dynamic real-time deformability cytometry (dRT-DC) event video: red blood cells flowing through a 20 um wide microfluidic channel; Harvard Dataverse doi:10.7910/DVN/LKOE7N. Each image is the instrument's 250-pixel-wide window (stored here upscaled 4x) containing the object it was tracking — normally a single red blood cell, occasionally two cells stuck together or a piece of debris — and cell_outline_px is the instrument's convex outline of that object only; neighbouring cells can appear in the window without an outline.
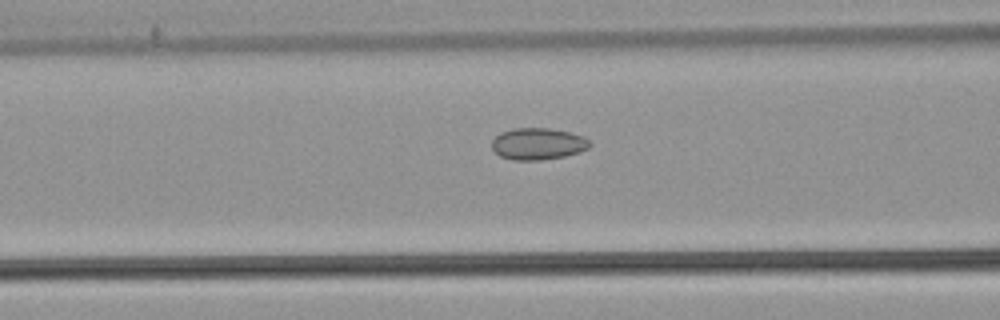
{"species": "common noctule bat (a hibernating species)", "species_latin": "Nyctalus noctula", "temperature_condition": "warm", "stored_images_in_passage": 39, "camera_frame_rate_fps": 3000, "um_per_image_px": 0.085, "animal": {"sex": "male", "body_mass_g": 21.5, "forearm_length_mm": 52.0}, "frame": {"image": 1, "passage_image": 17, "time_ms": 5.333, "image_size_px": [1000, 320], "cell_outline_px": [[592, 144], [588, 148], [580, 152], [564, 156], [540, 160], [512, 160], [500, 156], [492, 148], [492, 140], [500, 132], [512, 128], [548, 128], [568, 132], [584, 136]], "centroid_in_image_um": [45.71, 12.22], "position_along_channel_um": 120.9, "area_um2": 18.15}}
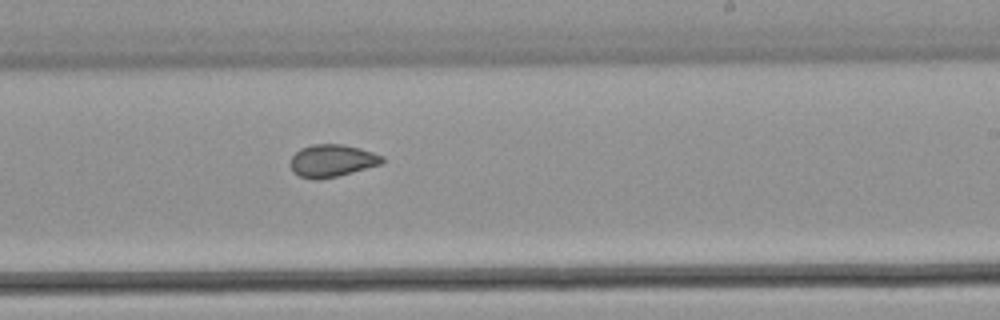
{"frame": {"image": 2, "passage_image": 28, "time_ms": 9.0, "image_size_px": [1000, 320], "cell_outline_px": [[384, 164], [320, 180], [312, 180], [300, 176], [292, 172], [288, 164], [292, 156], [300, 148], [312, 144], [340, 144], [360, 148], [384, 156]], "centroid_in_image_um": [28.2, 13.67], "position_along_channel_um": 260.8, "area_um2": 17.63}}
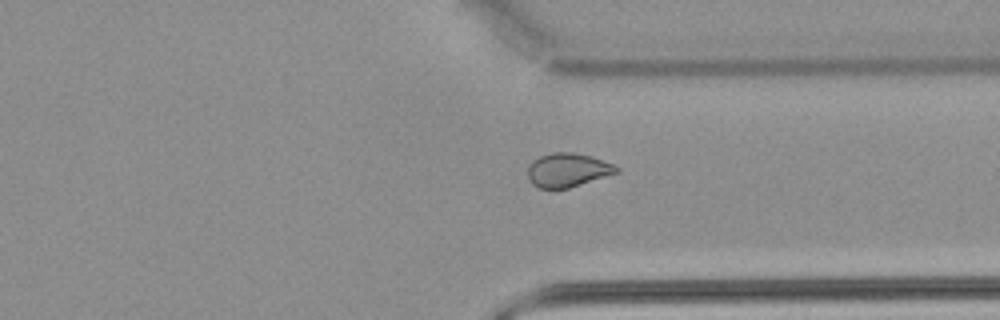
{"frame": {"image": 3, "passage_image": 36, "time_ms": 11.667, "image_size_px": [1000, 320], "cell_outline_px": [[620, 172], [568, 188], [540, 188], [532, 184], [528, 180], [528, 168], [532, 160], [540, 156], [552, 152], [572, 152], [588, 156], [612, 164], [620, 168]], "centroid_in_image_um": [48.23, 14.46], "position_along_channel_um": 363.2, "area_um2": 17.34}}